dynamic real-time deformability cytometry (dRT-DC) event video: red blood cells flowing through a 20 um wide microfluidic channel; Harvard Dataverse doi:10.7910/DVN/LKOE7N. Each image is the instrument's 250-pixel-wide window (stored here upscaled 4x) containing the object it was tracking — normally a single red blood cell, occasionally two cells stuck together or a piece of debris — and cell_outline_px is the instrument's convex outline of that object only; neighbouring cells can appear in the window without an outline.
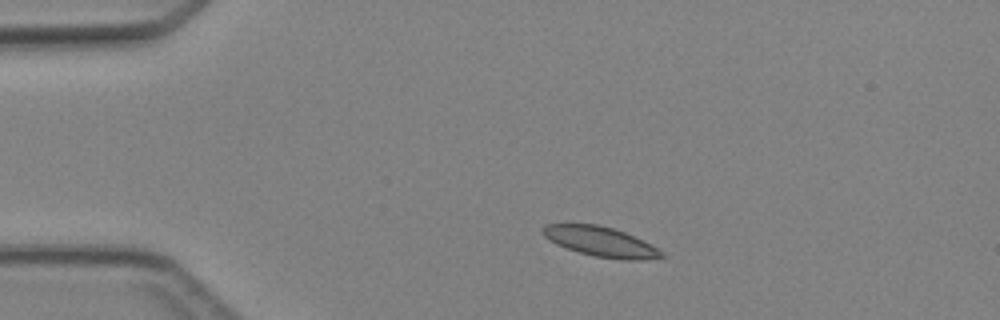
{"species": "Egyptian fruit bat (a non-hibernating species)", "species_latin": "Rousettus aegyptiacus", "temperature_condition": "cold", "stored_images_in_passage": 2, "camera_frame_rate_fps": 3000, "um_per_image_px": 0.085, "animal": {"sex": "female"}, "frame": {"image": 1, "passage_image": 1, "time_ms": 0.0, "image_size_px": [1000, 320], "cell_outline_px": [[664, 256], [640, 260], [624, 260], [596, 256], [580, 252], [556, 244], [544, 236], [540, 232], [540, 228], [544, 224], [600, 224], [624, 232], [664, 252]], "centroid_in_image_um": [50.98, 20.52], "position_along_channel_um": 34.0, "area_um2": 20.29}}